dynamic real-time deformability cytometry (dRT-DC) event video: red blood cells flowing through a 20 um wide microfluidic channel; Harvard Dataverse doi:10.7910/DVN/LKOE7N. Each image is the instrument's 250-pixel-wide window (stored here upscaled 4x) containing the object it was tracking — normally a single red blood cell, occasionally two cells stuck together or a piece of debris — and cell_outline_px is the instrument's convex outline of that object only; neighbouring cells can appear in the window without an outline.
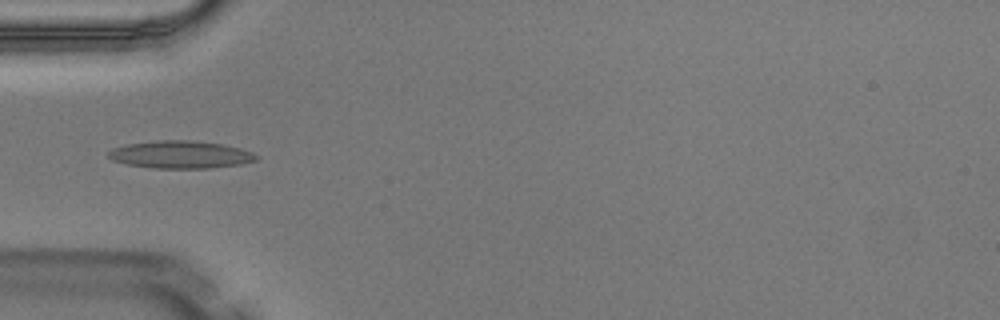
{"species": "Egyptian fruit bat (a non-hibernating species)", "species_latin": "Rousettus aegyptiacus", "temperature_condition": "warm", "stored_images_in_passage": 4, "camera_frame_rate_fps": 3000, "um_per_image_px": 0.085, "animal": {"sex": "male"}, "frame": {"image": 1, "passage_image": 4, "time_ms": 1.0, "image_size_px": [1000, 320], "cell_outline_px": [[260, 156], [256, 160], [240, 164], [212, 168], [152, 168], [128, 164], [112, 160], [108, 156], [108, 152], [112, 148], [128, 144], [160, 140], [192, 140], [220, 144], [240, 148], [252, 152]], "centroid_in_image_um": [15.36, 13.14], "position_along_channel_um": 69.6, "area_um2": 23.64}}